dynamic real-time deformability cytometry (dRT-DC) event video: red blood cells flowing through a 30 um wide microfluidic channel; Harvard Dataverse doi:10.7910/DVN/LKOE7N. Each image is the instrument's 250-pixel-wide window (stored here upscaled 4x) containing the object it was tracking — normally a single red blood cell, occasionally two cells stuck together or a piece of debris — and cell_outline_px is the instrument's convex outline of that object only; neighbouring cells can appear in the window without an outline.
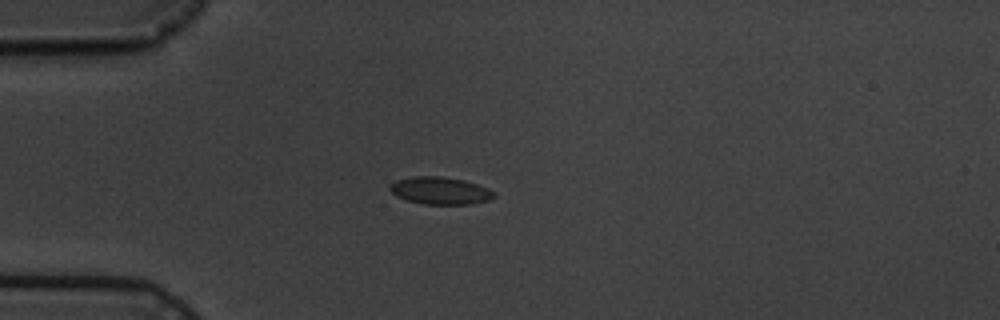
{"species": "common noctule bat (a hibernating species)", "species_latin": "Nyctalus noctula", "temperature_condition": "cold", "stored_images_in_passage": 10, "camera_frame_rate_fps": 3000, "um_per_image_px": 0.085, "animal": {"sex": "male", "body_mass_g": 19.5, "forearm_length_mm": 54.6}, "frame": {"image": 1, "passage_image": 3, "time_ms": 2.333, "image_size_px": [1000, 320], "cell_outline_px": [[496, 196], [488, 200], [472, 204], [424, 204], [408, 200], [396, 196], [388, 188], [396, 180], [412, 176], [440, 176], [464, 180], [488, 188], [496, 192]], "centroid_in_image_um": [37.43, 16.2], "position_along_channel_um": 47.6, "area_um2": 16.59}}
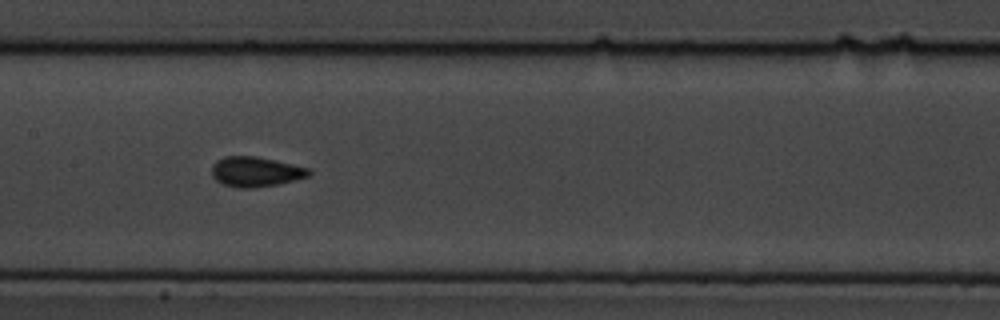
{"frame": {"image": 2, "passage_image": 7, "time_ms": 6.667, "image_size_px": [1000, 320], "cell_outline_px": [[312, 172], [308, 176], [280, 184], [256, 188], [236, 188], [224, 184], [216, 180], [212, 176], [212, 164], [216, 160], [224, 156], [256, 156], [292, 164], [308, 168]], "centroid_in_image_um": [21.71, 14.6], "position_along_channel_um": 185.7, "area_um2": 17.05}}
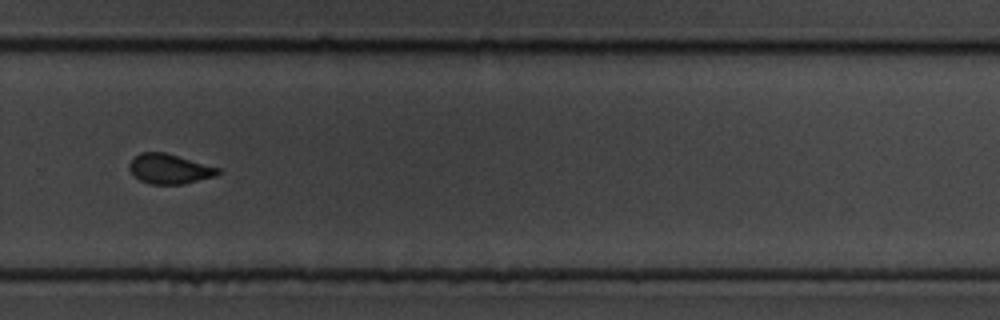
{"frame": {"image": 3, "passage_image": 10, "time_ms": 10.333, "image_size_px": [1000, 320], "cell_outline_px": [[220, 172], [216, 176], [184, 184], [148, 184], [140, 180], [128, 168], [128, 164], [140, 152], [164, 152], [220, 168]], "centroid_in_image_um": [14.41, 14.36], "position_along_channel_um": 315.4, "area_um2": 15.32}}